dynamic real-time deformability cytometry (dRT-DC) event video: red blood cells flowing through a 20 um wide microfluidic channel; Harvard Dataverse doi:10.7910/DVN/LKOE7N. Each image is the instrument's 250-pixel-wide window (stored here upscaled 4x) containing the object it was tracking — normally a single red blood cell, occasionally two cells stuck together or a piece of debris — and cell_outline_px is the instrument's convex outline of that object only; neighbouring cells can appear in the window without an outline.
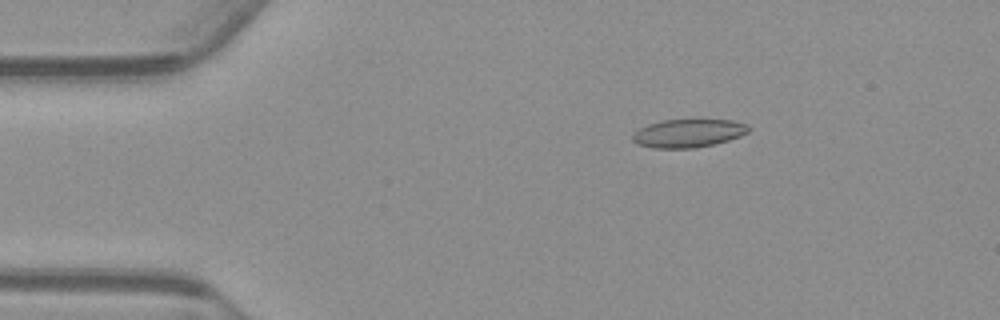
{"species": "common noctule bat (a hibernating species)", "species_latin": "Nyctalus noctula", "temperature_condition": "warm", "stored_images_in_passage": 55, "camera_frame_rate_fps": 3000, "um_per_image_px": 0.085, "animal": {"sex": "male", "body_mass_g": 23.1, "forearm_length_mm": 52.7}, "frame": {"image": 1, "passage_image": 9, "time_ms": 2.667, "image_size_px": [1000, 320], "cell_outline_px": [[748, 132], [740, 136], [728, 140], [712, 144], [692, 148], [652, 148], [636, 144], [632, 140], [632, 136], [640, 128], [648, 124], [664, 120], [732, 120], [748, 124]], "centroid_in_image_um": [58.48, 11.33], "position_along_channel_um": 26.5, "area_um2": 18.9}}
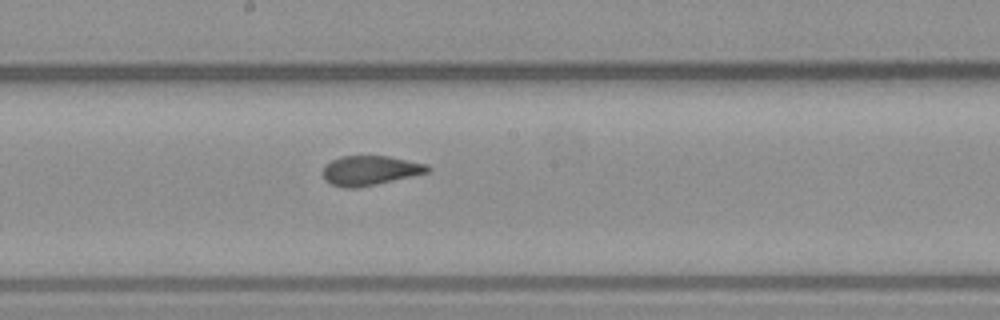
{"frame": {"image": 2, "passage_image": 29, "time_ms": 9.333, "image_size_px": [1000, 320], "cell_outline_px": [[432, 168], [428, 172], [412, 176], [376, 184], [356, 188], [344, 188], [332, 184], [324, 180], [324, 168], [332, 160], [340, 156], [388, 156], [428, 164]], "centroid_in_image_um": [31.48, 14.49], "position_along_channel_um": 216.7, "area_um2": 17.92}}
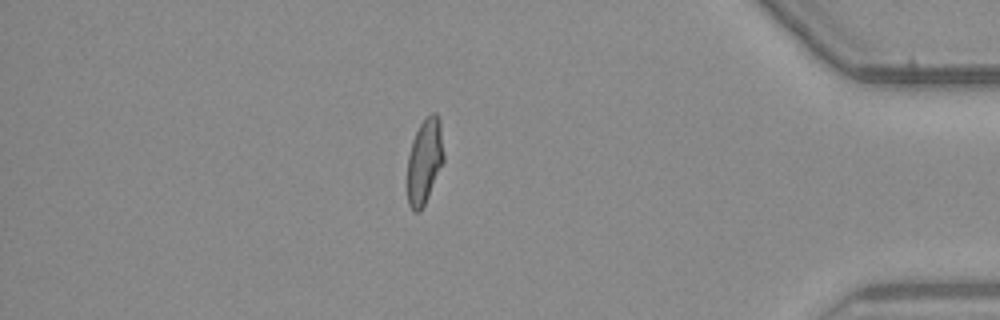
{"frame": {"image": 3, "passage_image": 47, "time_ms": 15.333, "image_size_px": [1000, 320], "cell_outline_px": [[444, 160], [428, 196], [420, 212], [412, 212], [408, 204], [408, 156], [412, 140], [420, 124], [432, 112], [436, 112], [440, 120], [444, 156]], "centroid_in_image_um": [36.08, 13.7], "position_along_channel_um": 399.1, "area_um2": 17.92}, "authors_computed_cell_mechanics": {"area_um2": 18.7272, "velocity_mm_per_s": 3.7439, "shape_relaxation_time_tau1_ms": null, "shape_relaxation_time_tau2_ms": 1.3149, "deformation_change_tau1": null, "deformation_change_tau2": 0.0651}}